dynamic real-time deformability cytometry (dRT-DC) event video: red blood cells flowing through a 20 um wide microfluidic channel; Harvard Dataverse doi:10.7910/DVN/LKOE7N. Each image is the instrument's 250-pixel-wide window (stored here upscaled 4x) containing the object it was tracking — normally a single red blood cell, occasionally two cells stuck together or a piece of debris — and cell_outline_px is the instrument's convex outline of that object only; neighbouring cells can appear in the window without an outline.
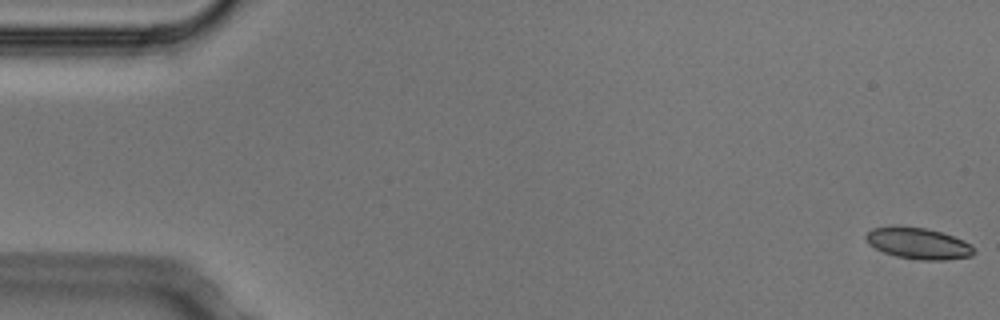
{"species": "Egyptian fruit bat (a non-hibernating species)", "species_latin": "Rousettus aegyptiacus", "temperature_condition": "cold", "stored_images_in_passage": 5, "camera_frame_rate_fps": 3000, "um_per_image_px": 0.085, "animal": {"sex": "male"}, "frame": {"image": 1, "passage_image": 1, "time_ms": 0.0, "image_size_px": [1000, 320], "cell_outline_px": [[976, 252], [972, 256], [944, 260], [920, 260], [896, 256], [884, 252], [868, 244], [864, 236], [872, 228], [924, 228], [940, 232], [964, 240], [972, 244]], "centroid_in_image_um": [78.11, 20.72], "position_along_channel_um": 6.9, "area_um2": 19.25}}
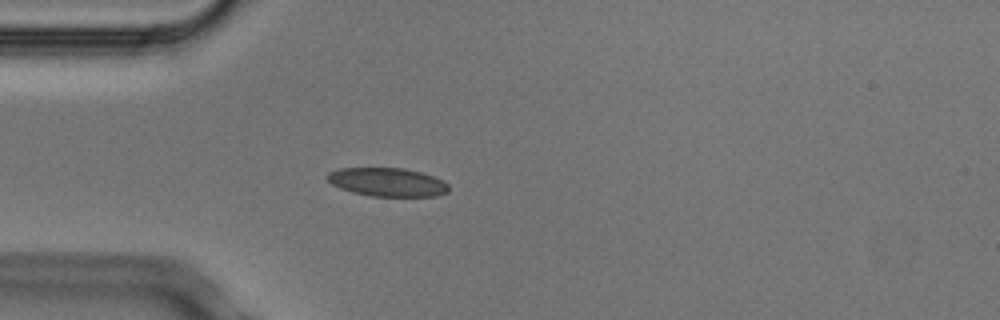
{"frame": {"image": 2, "passage_image": 5, "time_ms": 1.333, "image_size_px": [1000, 320], "cell_outline_px": [[448, 192], [436, 196], [372, 196], [352, 192], [340, 188], [332, 184], [324, 176], [328, 172], [340, 168], [404, 168], [420, 172], [444, 180], [448, 184]], "centroid_in_image_um": [32.91, 15.47], "position_along_channel_um": 52.1, "area_um2": 20.23}}